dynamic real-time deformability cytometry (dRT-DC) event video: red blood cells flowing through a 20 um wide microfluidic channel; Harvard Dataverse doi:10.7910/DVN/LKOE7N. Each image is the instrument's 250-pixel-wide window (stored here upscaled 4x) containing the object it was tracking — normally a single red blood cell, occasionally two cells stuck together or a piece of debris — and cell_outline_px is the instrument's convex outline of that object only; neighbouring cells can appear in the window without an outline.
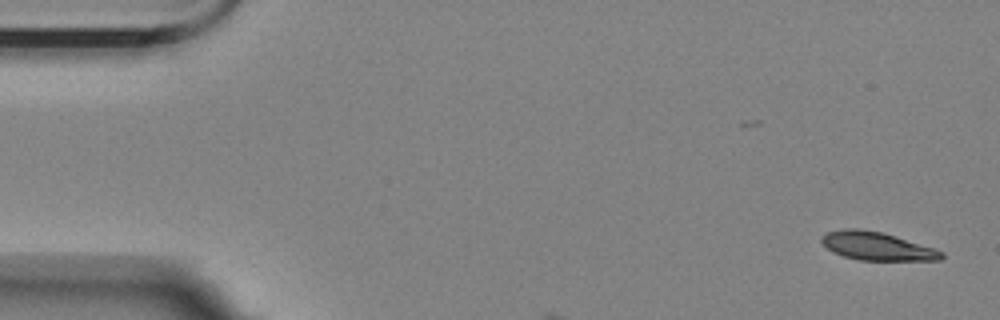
{"species": "Egyptian fruit bat (a non-hibernating species)", "species_latin": "Rousettus aegyptiacus", "temperature_condition": "room temperature", "stored_images_in_passage": 6, "camera_frame_rate_fps": 3000, "um_per_image_px": 0.085, "animal": {"sex": "female"}, "frame": {"image": 1, "passage_image": 1, "time_ms": 0.0, "image_size_px": [1000, 320], "cell_outline_px": [[944, 256], [940, 260], [860, 260], [844, 256], [828, 248], [820, 240], [820, 236], [828, 232], [844, 228], [856, 228], [884, 232], [944, 252]], "centroid_in_image_um": [74.53, 20.91], "position_along_channel_um": 10.5, "area_um2": 19.48}}